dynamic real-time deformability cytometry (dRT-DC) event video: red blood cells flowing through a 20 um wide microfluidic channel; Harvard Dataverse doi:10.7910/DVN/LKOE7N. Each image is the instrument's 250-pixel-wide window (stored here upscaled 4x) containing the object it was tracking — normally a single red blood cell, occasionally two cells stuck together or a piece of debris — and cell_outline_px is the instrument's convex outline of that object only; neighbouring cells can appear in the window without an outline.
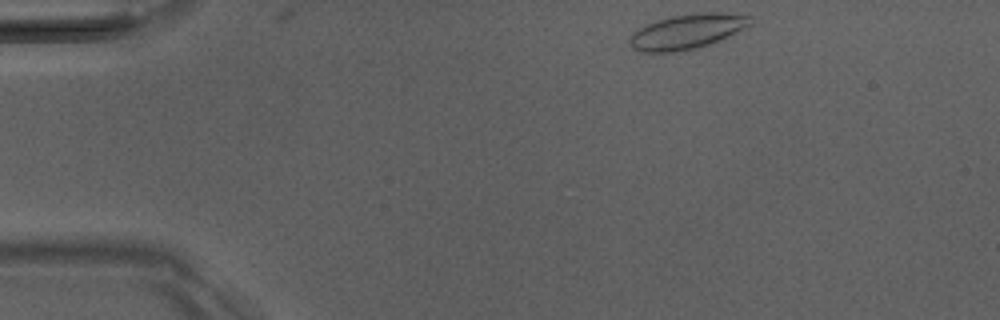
{"species": "Egyptian fruit bat (a non-hibernating species)", "species_latin": "Rousettus aegyptiacus", "temperature_condition": "room temperature", "stored_images_in_passage": 2, "camera_frame_rate_fps": 3000, "um_per_image_px": 0.085, "animal": {"sex": "male"}, "frame": {"image": 1, "passage_image": 1, "time_ms": 0.0, "image_size_px": [1000, 320], "cell_outline_px": [[752, 24], [728, 36], [708, 44], [696, 48], [676, 52], [640, 52], [632, 48], [628, 44], [628, 40], [632, 32], [656, 20], [672, 16], [692, 12], [720, 12], [752, 16]], "centroid_in_image_um": [58.38, 2.67], "position_along_channel_um": 26.6, "area_um2": 24.62}}